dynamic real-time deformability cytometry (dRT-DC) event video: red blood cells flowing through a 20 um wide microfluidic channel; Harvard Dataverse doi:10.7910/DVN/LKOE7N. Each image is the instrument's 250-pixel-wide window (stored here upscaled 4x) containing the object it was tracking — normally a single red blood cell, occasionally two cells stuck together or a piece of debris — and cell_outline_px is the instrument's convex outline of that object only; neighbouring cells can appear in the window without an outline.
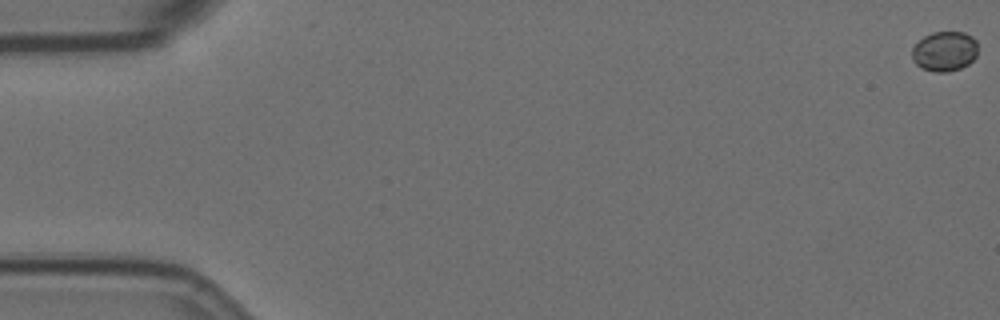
{"species": "Egyptian fruit bat (a non-hibernating species)", "species_latin": "Rousettus aegyptiacus", "temperature_condition": "room temperature", "stored_images_in_passage": 59, "camera_frame_rate_fps": 3000, "um_per_image_px": 0.085, "animal": {"sex": "female"}, "frame": {"image": 1, "passage_image": 1, "time_ms": 0.0, "image_size_px": [1000, 320], "cell_outline_px": [[976, 56], [968, 64], [960, 68], [948, 72], [936, 72], [920, 68], [912, 60], [912, 48], [924, 36], [932, 32], [964, 32], [972, 36], [976, 40]], "centroid_in_image_um": [80.27, 4.36], "position_along_channel_um": 4.7, "area_um2": 15.32}}
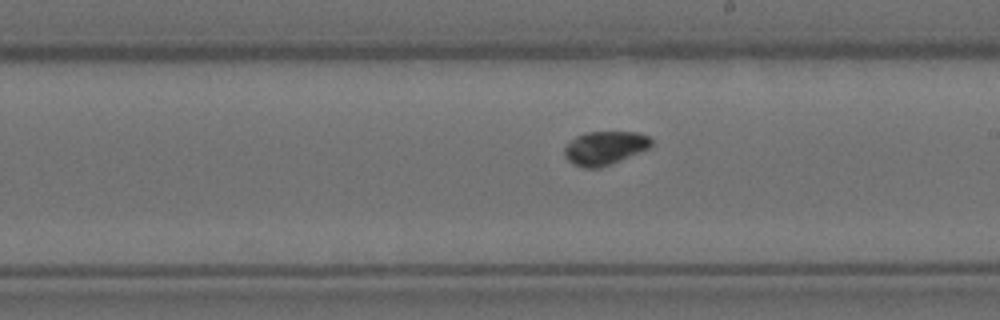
{"frame": {"image": 2, "passage_image": 34, "time_ms": 11.0, "image_size_px": [1000, 320], "cell_outline_px": [[652, 144], [648, 148], [600, 168], [584, 168], [572, 164], [564, 156], [564, 148], [576, 136], [588, 132], [636, 132], [648, 136], [652, 140]], "centroid_in_image_um": [51.37, 12.58], "position_along_channel_um": 237.6, "area_um2": 16.76}}
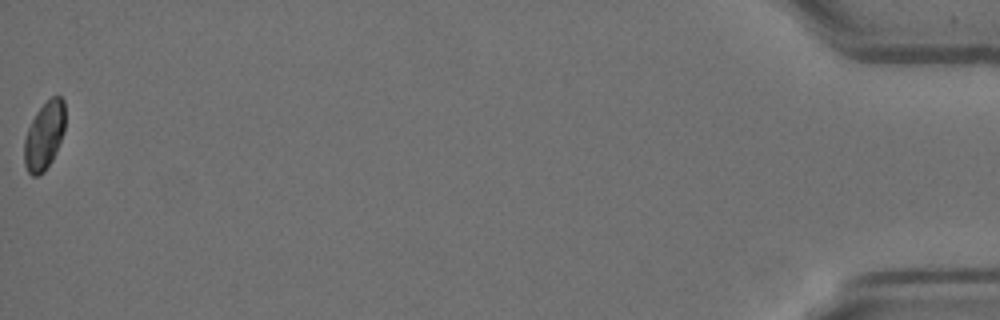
{"frame": {"image": 3, "passage_image": 59, "time_ms": 19.333, "image_size_px": [1000, 320], "cell_outline_px": [[64, 132], [56, 152], [52, 160], [44, 172], [36, 176], [32, 176], [28, 172], [24, 164], [24, 140], [28, 128], [36, 112], [52, 96], [60, 96], [64, 100]], "centroid_in_image_um": [3.76, 11.56], "position_along_channel_um": 431.4, "area_um2": 16.13}, "authors_computed_cell_mechanics": {"area_um2": 16.4152, "velocity_mm_per_s": 3.5426, "shape_relaxation_time_tau1_ms": null, "shape_relaxation_time_tau2_ms": 8.8995, "deformation_change_tau1": null, "deformation_change_tau2": 0.0739}}